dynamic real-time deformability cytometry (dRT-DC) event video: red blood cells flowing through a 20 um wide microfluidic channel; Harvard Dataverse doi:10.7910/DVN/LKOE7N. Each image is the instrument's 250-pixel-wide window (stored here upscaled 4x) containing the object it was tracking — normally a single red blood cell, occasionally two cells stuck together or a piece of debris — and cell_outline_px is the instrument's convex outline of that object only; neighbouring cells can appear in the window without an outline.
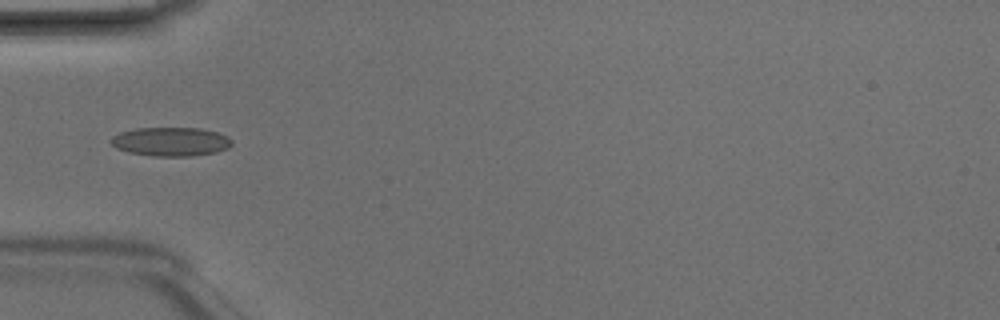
{"species": "Egyptian fruit bat (a non-hibernating species)", "species_latin": "Rousettus aegyptiacus", "temperature_condition": "room temperature", "stored_images_in_passage": 4, "camera_frame_rate_fps": 3000, "um_per_image_px": 0.085, "animal": {"sex": "male"}, "frame": {"image": 1, "passage_image": 4, "time_ms": 1.0, "image_size_px": [1000, 320], "cell_outline_px": [[232, 144], [228, 148], [216, 152], [192, 156], [156, 156], [128, 152], [116, 148], [108, 140], [112, 136], [120, 132], [136, 128], [200, 128], [216, 132], [228, 136], [232, 140]], "centroid_in_image_um": [14.51, 12.04], "position_along_channel_um": 70.5, "area_um2": 20.4}}